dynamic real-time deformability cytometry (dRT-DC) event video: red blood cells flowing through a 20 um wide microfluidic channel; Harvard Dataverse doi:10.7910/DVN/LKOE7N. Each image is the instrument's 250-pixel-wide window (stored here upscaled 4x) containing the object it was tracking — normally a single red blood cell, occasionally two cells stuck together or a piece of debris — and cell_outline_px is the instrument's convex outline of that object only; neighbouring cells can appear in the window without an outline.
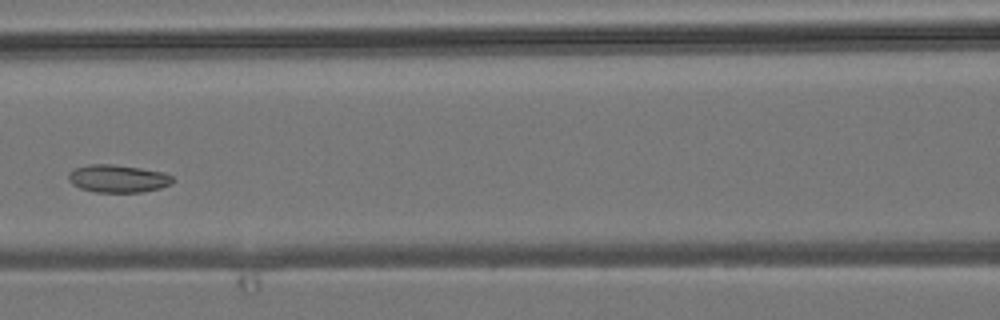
{"species": "common noctule bat (a hibernating species)", "species_latin": "Nyctalus noctula", "temperature_condition": "room temperature", "stored_images_in_passage": 5, "camera_frame_rate_fps": 3000, "um_per_image_px": 0.085, "animal": {"sex": "male", "body_mass_g": 19.2, "forearm_length_mm": 51.8}, "frame": {"image": 1, "passage_image": 5, "time_ms": 4.667, "image_size_px": [1000, 320], "cell_outline_px": [[176, 180], [172, 184], [160, 188], [144, 192], [96, 192], [80, 188], [72, 184], [68, 180], [68, 172], [72, 168], [88, 164], [112, 164], [140, 168], [164, 172], [172, 176]], "centroid_in_image_um": [10.02, 15.17], "position_along_channel_um": 156.6, "area_um2": 17.11}}